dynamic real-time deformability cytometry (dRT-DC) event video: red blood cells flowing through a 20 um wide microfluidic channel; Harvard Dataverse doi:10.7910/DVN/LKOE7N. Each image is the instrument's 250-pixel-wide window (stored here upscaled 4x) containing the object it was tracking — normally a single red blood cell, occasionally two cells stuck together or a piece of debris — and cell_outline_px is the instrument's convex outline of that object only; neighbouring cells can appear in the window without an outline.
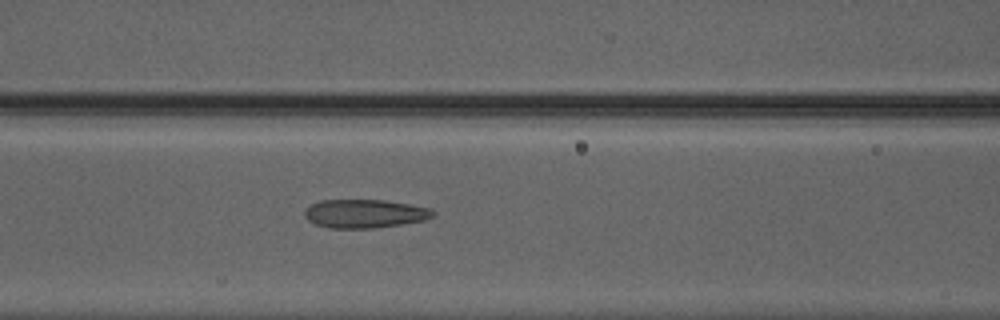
{"species": "Egyptian fruit bat (a non-hibernating species)", "species_latin": "Rousettus aegyptiacus", "temperature_condition": "warm", "stored_images_in_passage": 36, "camera_frame_rate_fps": 3000, "um_per_image_px": 0.085, "animal": {"sex": "male"}, "frame": {"image": 1, "passage_image": 8, "time_ms": 2.333, "image_size_px": [1000, 320], "cell_outline_px": [[436, 216], [424, 220], [404, 224], [376, 228], [328, 228], [316, 224], [308, 220], [304, 216], [304, 208], [308, 204], [320, 200], [384, 200], [432, 208], [436, 212]], "centroid_in_image_um": [31.0, 18.16], "position_along_channel_um": 135.6, "area_um2": 21.73}}
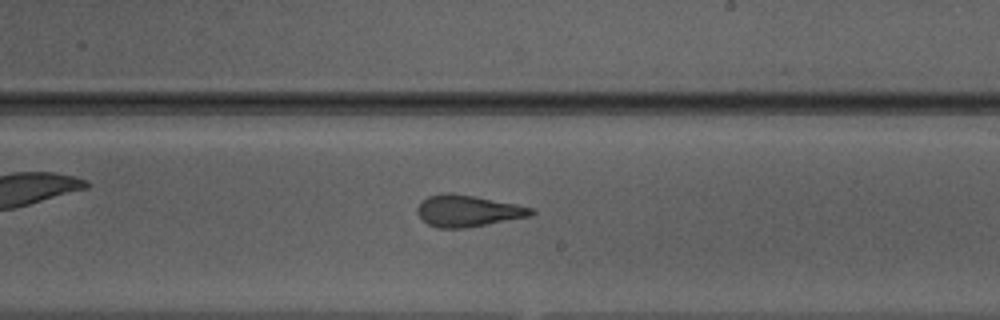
{"frame": {"image": 2, "passage_image": 16, "time_ms": 5.0, "image_size_px": [1000, 320], "cell_outline_px": [[536, 212], [532, 216], [468, 228], [436, 228], [420, 220], [416, 212], [416, 208], [420, 200], [428, 196], [440, 192], [452, 192], [476, 196], [536, 208]], "centroid_in_image_um": [39.74, 17.92], "position_along_channel_um": 249.3, "area_um2": 21.68}}
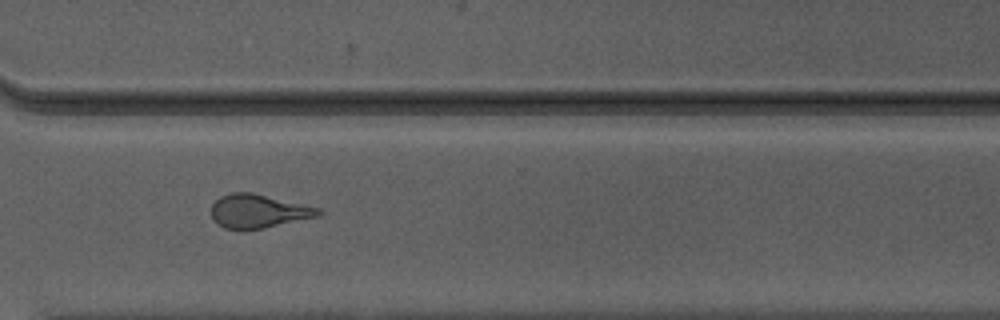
{"frame": {"image": 3, "passage_image": 23, "time_ms": 7.333, "image_size_px": [1000, 320], "cell_outline_px": [[324, 212], [320, 216], [264, 228], [244, 232], [240, 232], [224, 228], [216, 224], [212, 220], [212, 204], [220, 196], [232, 192], [252, 192], [320, 208]], "centroid_in_image_um": [21.93, 17.98], "position_along_channel_um": 348.7, "area_um2": 21.56}, "authors_computed_cell_mechanics": {"area_um2": 21.5594, "velocity_mm_per_s": 4.2626, "shape_relaxation_time_tau1_ms": null, "shape_relaxation_time_tau2_ms": 1.6257, "deformation_change_tau1": null, "deformation_change_tau2": 0.1139}}